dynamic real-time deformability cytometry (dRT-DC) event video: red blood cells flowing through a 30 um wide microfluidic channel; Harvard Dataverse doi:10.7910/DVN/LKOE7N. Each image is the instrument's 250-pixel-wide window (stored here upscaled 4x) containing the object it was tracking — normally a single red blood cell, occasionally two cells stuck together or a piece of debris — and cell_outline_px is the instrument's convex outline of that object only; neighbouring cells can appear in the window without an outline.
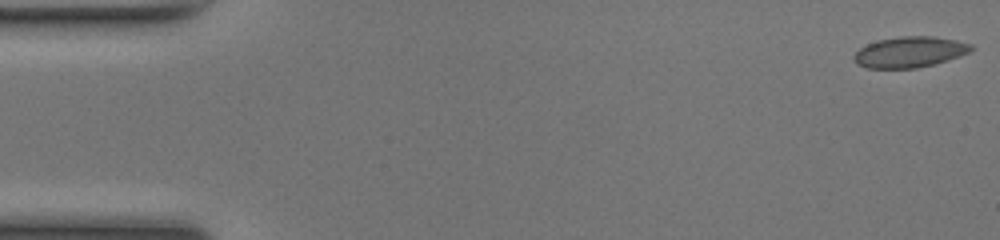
{"species": "common noctule bat (a hibernating species)", "species_latin": "Nyctalus noctula", "temperature_condition": "room temperature", "stored_images_in_passage": 50, "camera_frame_rate_fps": 3000, "um_per_image_px": 0.085, "animal": {"sex": "female", "body_mass_g": 17.0, "forearm_length_mm": 48.0}, "frame": {"image": 1, "passage_image": 1, "time_ms": 0.0, "image_size_px": [1000, 240], "cell_outline_px": [[972, 48], [968, 52], [960, 56], [932, 64], [916, 68], [868, 68], [856, 64], [852, 56], [860, 48], [868, 44], [880, 40], [900, 36], [932, 36], [956, 40], [972, 44]], "centroid_in_image_um": [77.3, 4.42], "position_along_channel_um": 7.7, "area_um2": 20.81}}
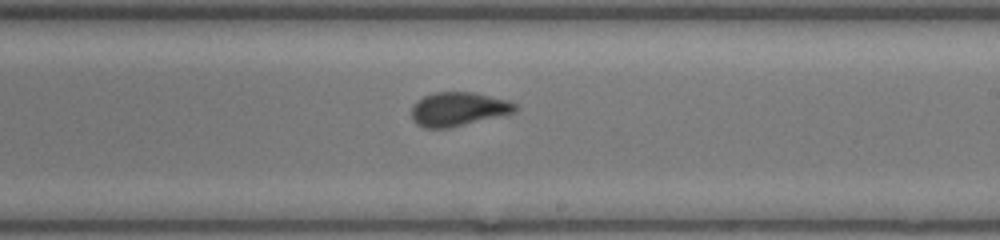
{"frame": {"image": 2, "passage_image": 29, "time_ms": 9.333, "image_size_px": [1000, 240], "cell_outline_px": [[516, 108], [512, 112], [448, 128], [424, 128], [416, 124], [412, 120], [412, 108], [416, 100], [424, 96], [436, 92], [476, 92], [508, 100], [516, 104]], "centroid_in_image_um": [38.89, 9.26], "position_along_channel_um": 250.1, "area_um2": 20.17}}
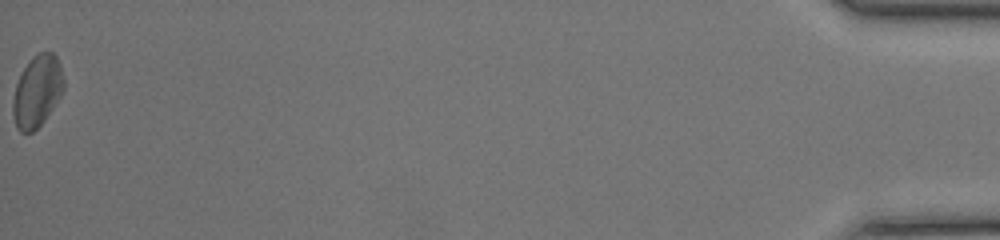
{"frame": {"image": 3, "passage_image": 50, "time_ms": 16.333, "image_size_px": [1000, 240], "cell_outline_px": [[64, 88], [60, 96], [44, 120], [32, 132], [20, 132], [16, 128], [12, 116], [12, 100], [16, 84], [24, 68], [32, 56], [40, 52], [52, 52], [56, 56], [60, 64], [64, 80]], "centroid_in_image_um": [3.14, 7.76], "position_along_channel_um": 432.1, "area_um2": 21.15}, "authors_computed_cell_mechanics": {"area_um2": 20.5768, "velocity_mm_per_s": 4.166, "shape_relaxation_time_tau1_ms": 3.4839, "shape_relaxation_time_tau2_ms": null, "deformation_change_tau1": 0.0815, "deformation_change_tau2": null}}